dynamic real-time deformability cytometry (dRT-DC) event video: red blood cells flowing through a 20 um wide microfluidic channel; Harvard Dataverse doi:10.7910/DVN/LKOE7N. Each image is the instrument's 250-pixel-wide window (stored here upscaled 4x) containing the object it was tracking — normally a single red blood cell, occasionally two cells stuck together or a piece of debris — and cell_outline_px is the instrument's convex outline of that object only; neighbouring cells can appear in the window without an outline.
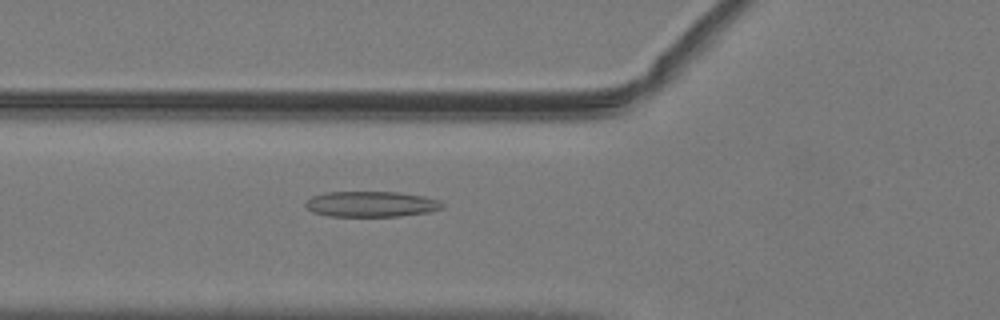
{"species": "common noctule bat (a hibernating species)", "species_latin": "Nyctalus noctula", "temperature_condition": "warm", "stored_images_in_passage": 52, "camera_frame_rate_fps": 3000, "um_per_image_px": 0.085, "animal": {"sex": "male", "body_mass_g": 19.2, "forearm_length_mm": 51.8}, "frame": {"image": 1, "passage_image": 20, "time_ms": 6.333, "image_size_px": [1000, 320], "cell_outline_px": [[444, 208], [428, 212], [400, 216], [328, 216], [312, 212], [304, 204], [304, 200], [312, 196], [324, 192], [400, 192], [424, 196], [440, 200], [444, 204]], "centroid_in_image_um": [31.54, 17.34], "position_along_channel_um": 94.3, "area_um2": 20.63}}
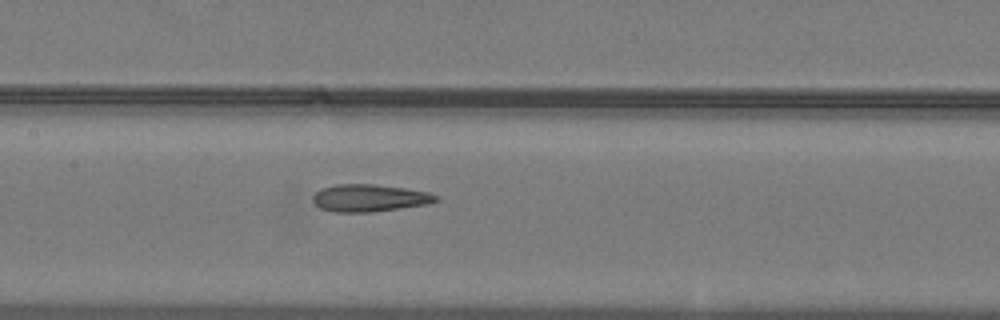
{"frame": {"image": 2, "passage_image": 26, "time_ms": 8.333, "image_size_px": [1000, 320], "cell_outline_px": [[440, 200], [428, 204], [372, 212], [332, 212], [320, 208], [312, 200], [312, 196], [320, 188], [336, 184], [372, 184], [404, 188], [428, 192], [440, 196]], "centroid_in_image_um": [31.4, 16.83], "position_along_channel_um": 176.0, "area_um2": 19.71}}
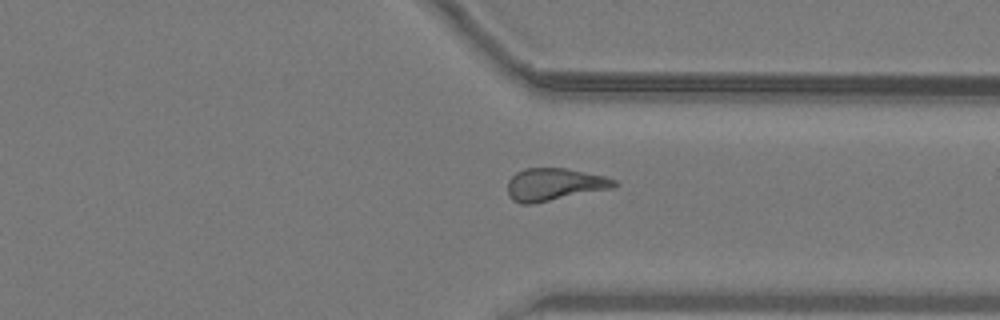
{"frame": {"image": 3, "passage_image": 40, "time_ms": 13.0, "image_size_px": [1000, 320], "cell_outline_px": [[620, 184], [612, 188], [532, 204], [520, 204], [512, 200], [508, 196], [508, 180], [516, 172], [524, 168], [564, 168], [604, 176], [616, 180]], "centroid_in_image_um": [47.09, 15.68], "position_along_channel_um": 364.3, "area_um2": 20.17}, "authors_computed_cell_mechanics": {"area_um2": 20.6924, "velocity_mm_per_s": 4.056, "shape_relaxation_time_tau1_ms": null, "shape_relaxation_time_tau2_ms": 2.9741, "deformation_change_tau1": null, "deformation_change_tau2": 0.1364}}